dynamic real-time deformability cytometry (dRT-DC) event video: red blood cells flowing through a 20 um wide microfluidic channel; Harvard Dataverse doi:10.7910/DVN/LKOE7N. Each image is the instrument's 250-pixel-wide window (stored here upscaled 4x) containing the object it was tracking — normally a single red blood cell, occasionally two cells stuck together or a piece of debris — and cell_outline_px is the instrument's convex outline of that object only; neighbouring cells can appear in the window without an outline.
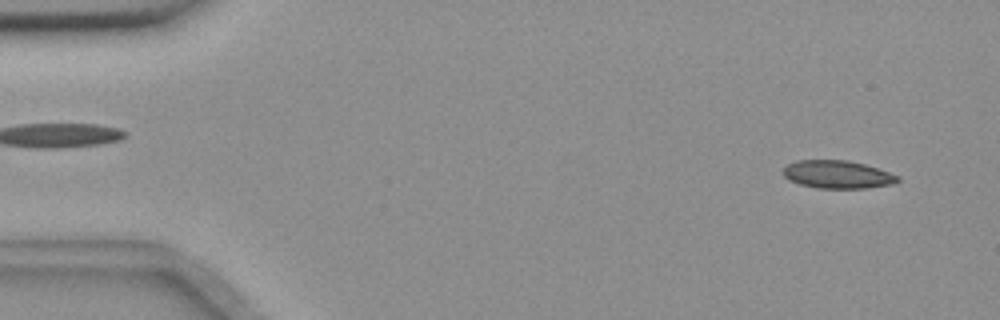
{"species": "common noctule bat (a hibernating species)", "species_latin": "Nyctalus noctula", "temperature_condition": "room temperature", "stored_images_in_passage": 55, "camera_frame_rate_fps": 3000, "um_per_image_px": 0.085, "animal": {"sex": "female", "body_mass_g": 18.4}, "frame": {"image": 1, "passage_image": 3, "time_ms": 0.667, "image_size_px": [1000, 320], "cell_outline_px": [[900, 180], [892, 184], [864, 188], [820, 188], [800, 184], [788, 180], [780, 172], [788, 164], [796, 160], [848, 160], [864, 164], [900, 176]], "centroid_in_image_um": [71.15, 14.82], "position_along_channel_um": 13.9, "area_um2": 18.61}}
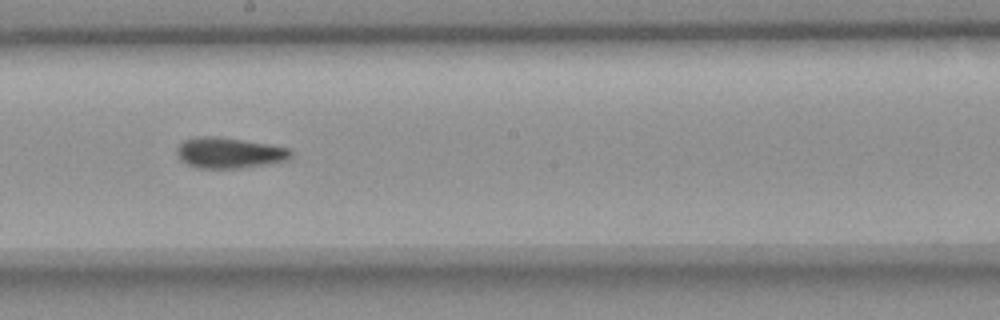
{"frame": {"image": 2, "passage_image": 30, "time_ms": 9.667, "image_size_px": [1000, 320], "cell_outline_px": [[292, 156], [288, 160], [240, 168], [196, 168], [180, 160], [176, 152], [176, 148], [184, 140], [196, 136], [216, 136], [268, 144], [288, 148], [292, 152]], "centroid_in_image_um": [19.45, 12.99], "position_along_channel_um": 228.8, "area_um2": 20.35}}
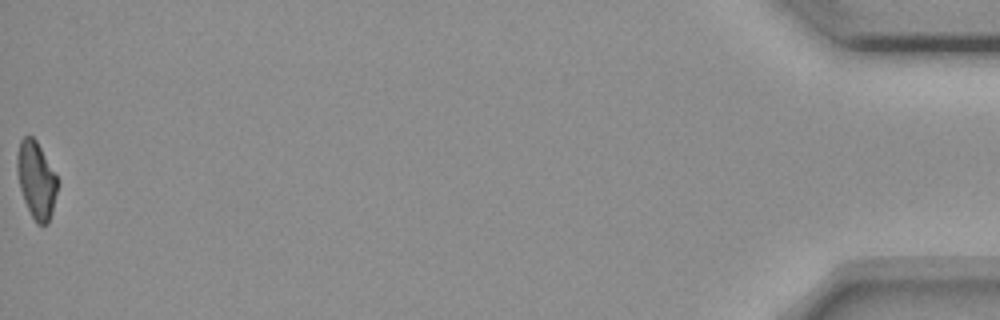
{"frame": {"image": 3, "passage_image": 55, "time_ms": 18.0, "image_size_px": [1000, 320], "cell_outline_px": [[60, 180], [52, 212], [48, 224], [36, 224], [24, 200], [20, 188], [16, 172], [16, 156], [20, 140], [24, 136], [32, 136], [36, 140]], "centroid_in_image_um": [3.09, 15.28], "position_along_channel_um": 432.1, "area_um2": 18.38}, "authors_computed_cell_mechanics": {"area_um2": 19.5942, "velocity_mm_per_s": 3.6496, "shape_relaxation_time_tau1_ms": 6.7656, "shape_relaxation_time_tau2_ms": 2.978, "deformation_change_tau1": 0.1437, "deformation_change_tau2": 0.088}}